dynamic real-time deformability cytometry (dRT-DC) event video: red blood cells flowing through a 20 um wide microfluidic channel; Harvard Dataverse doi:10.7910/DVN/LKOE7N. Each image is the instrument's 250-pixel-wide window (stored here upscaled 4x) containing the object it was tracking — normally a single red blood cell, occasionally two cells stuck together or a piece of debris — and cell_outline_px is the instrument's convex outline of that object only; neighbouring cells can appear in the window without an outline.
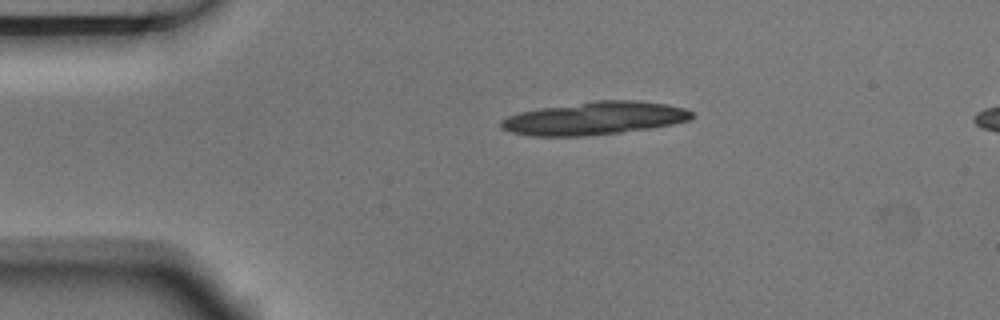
{"species": "Egyptian fruit bat (a non-hibernating species)", "species_latin": "Rousettus aegyptiacus", "temperature_condition": "room temperature", "stored_images_in_passage": 4, "camera_frame_rate_fps": 3000, "um_per_image_px": 0.085, "animal": {"sex": "male"}, "frame": {"image": 1, "passage_image": 1, "time_ms": 0.0, "image_size_px": [1000, 320], "cell_outline_px": [[696, 116], [688, 120], [672, 124], [652, 128], [620, 132], [584, 136], [532, 136], [512, 132], [500, 128], [500, 120], [508, 116], [520, 112], [540, 108], [596, 100], [632, 100], [668, 104], [684, 108], [692, 112]], "centroid_in_image_um": [50.54, 10.05], "position_along_channel_um": 34.5, "area_um2": 36.65}}